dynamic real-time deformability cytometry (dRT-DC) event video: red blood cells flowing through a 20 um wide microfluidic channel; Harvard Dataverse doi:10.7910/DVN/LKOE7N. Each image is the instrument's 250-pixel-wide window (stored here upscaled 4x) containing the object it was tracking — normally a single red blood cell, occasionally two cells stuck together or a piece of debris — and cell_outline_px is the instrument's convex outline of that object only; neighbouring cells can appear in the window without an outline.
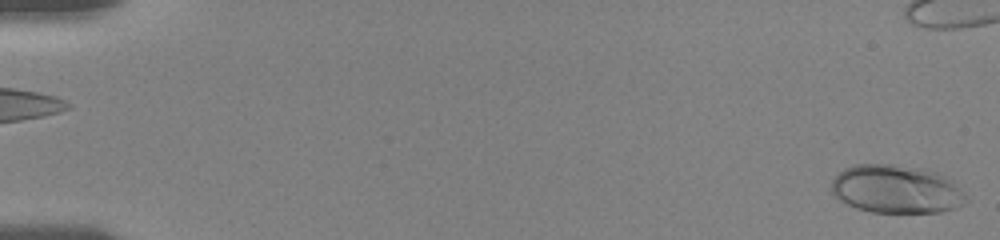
{"species": "human", "species_latin": "Homo sapiens", "temperature_condition": "room temperature", "stored_images_in_passage": 28, "camera_frame_rate_fps": 3000, "um_per_image_px": 0.085, "donor": {"sex": "female"}, "frame": {"image": 1, "passage_image": 1, "time_ms": 0.0, "image_size_px": [1000, 240], "cell_outline_px": [[968, 200], [952, 208], [940, 212], [872, 212], [856, 208], [840, 200], [832, 192], [832, 180], [844, 168], [856, 164], [892, 164], [936, 172], [956, 180], [968, 196]], "centroid_in_image_um": [76.22, 16.07], "position_along_channel_um": 8.8, "area_um2": 37.86}}
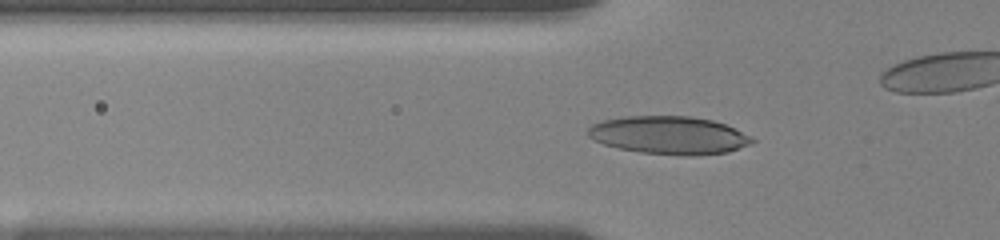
{"frame": {"image": 2, "passage_image": 28, "time_ms": 6.0, "image_size_px": [1000, 240], "cell_outline_px": [[756, 140], [752, 144], [728, 152], [692, 156], [684, 156], [640, 152], [620, 148], [604, 144], [592, 140], [588, 136], [588, 128], [592, 124], [604, 120], [624, 116], [692, 116], [712, 120], [724, 124]], "centroid_in_image_um": [56.85, 11.5], "position_along_channel_um": 69.0, "area_um2": 36.24}}